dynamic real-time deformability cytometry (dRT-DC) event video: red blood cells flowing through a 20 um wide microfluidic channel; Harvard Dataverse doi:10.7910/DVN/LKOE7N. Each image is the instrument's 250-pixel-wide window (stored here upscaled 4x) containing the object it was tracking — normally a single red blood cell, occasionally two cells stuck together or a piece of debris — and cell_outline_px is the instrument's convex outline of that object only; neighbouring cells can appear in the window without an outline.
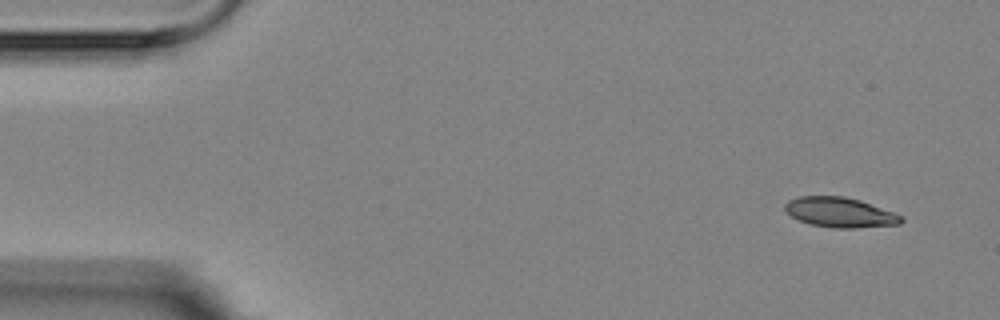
{"species": "Egyptian fruit bat (a non-hibernating species)", "species_latin": "Rousettus aegyptiacus", "temperature_condition": "room temperature", "stored_images_in_passage": 16, "camera_frame_rate_fps": 3000, "um_per_image_px": 0.085, "animal": {"sex": "female"}, "frame": {"image": 1, "passage_image": 1, "time_ms": 0.0, "image_size_px": [1000, 320], "cell_outline_px": [[904, 220], [900, 224], [852, 228], [832, 228], [812, 224], [800, 220], [792, 216], [784, 208], [784, 204], [788, 200], [796, 196], [844, 196], [860, 200], [904, 216]], "centroid_in_image_um": [71.4, 18.04], "position_along_channel_um": 13.6, "area_um2": 20.23}}
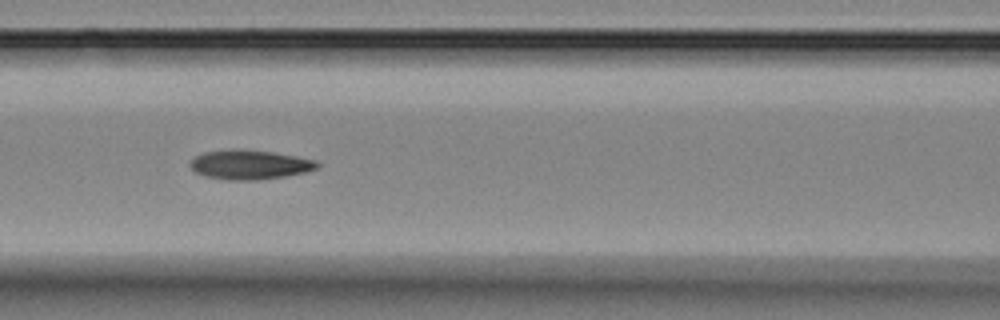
{"frame": {"image": 2, "passage_image": 7, "time_ms": 6.667, "image_size_px": [1000, 320], "cell_outline_px": [[320, 164], [316, 168], [304, 172], [284, 176], [256, 180], [228, 180], [204, 176], [196, 172], [188, 164], [196, 156], [204, 152], [236, 148], [272, 152], [296, 156], [316, 160]], "centroid_in_image_um": [21.2, 13.99], "position_along_channel_um": 145.4, "area_um2": 21.68}}
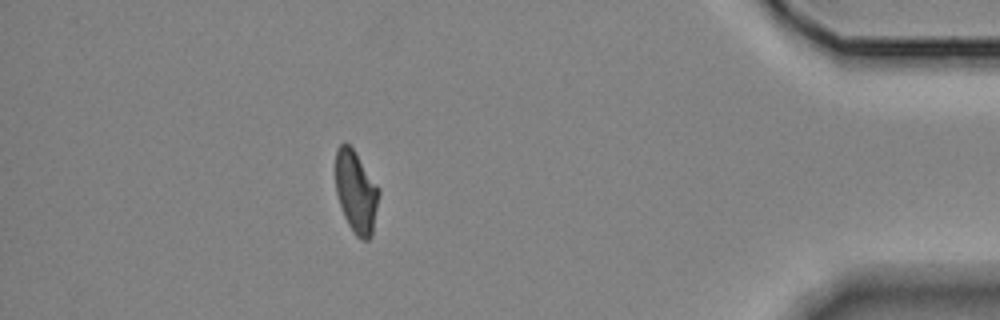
{"frame": {"image": 3, "passage_image": 14, "time_ms": 15.333, "image_size_px": [1000, 320], "cell_outline_px": [[380, 192], [372, 236], [368, 240], [360, 240], [352, 232], [344, 216], [336, 192], [336, 148], [344, 140], [352, 148], [380, 188]], "centroid_in_image_um": [30.27, 16.33], "position_along_channel_um": 404.9, "area_um2": 20.87}, "authors_computed_cell_mechanics": {"area_um2": 21.1259, "velocity_mm_per_s": 3.5535, "shape_relaxation_time_tau1_ms": 5.2544, "shape_relaxation_time_tau2_ms": 6.8335, "deformation_change_tau1": 0.1381, "deformation_change_tau2": 0.1181}}